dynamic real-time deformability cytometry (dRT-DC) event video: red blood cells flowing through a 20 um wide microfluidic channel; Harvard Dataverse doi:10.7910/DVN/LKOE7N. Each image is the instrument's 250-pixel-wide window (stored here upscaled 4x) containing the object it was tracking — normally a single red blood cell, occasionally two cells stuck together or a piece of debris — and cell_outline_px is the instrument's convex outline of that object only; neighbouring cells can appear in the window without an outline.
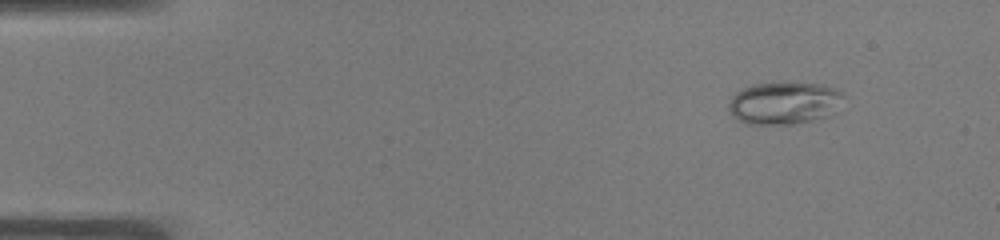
{"species": "common noctule bat (a hibernating species)", "species_latin": "Nyctalus noctula", "temperature_condition": "warm", "stored_images_in_passage": 47, "camera_frame_rate_fps": 3000, "um_per_image_px": 0.085, "animal": {"sex": "male", "body_mass_g": 19.0, "forearm_length_mm": 50.8}, "frame": {"image": 1, "passage_image": 1, "time_ms": 0.0, "image_size_px": [1000, 240], "cell_outline_px": [[844, 96], [828, 116], [812, 120], [792, 124], [748, 124], [732, 116], [728, 108], [728, 104], [732, 96], [736, 92], [752, 84], [824, 84], [836, 88], [844, 92]], "centroid_in_image_um": [66.63, 8.77], "position_along_channel_um": 18.4, "area_um2": 27.92}}
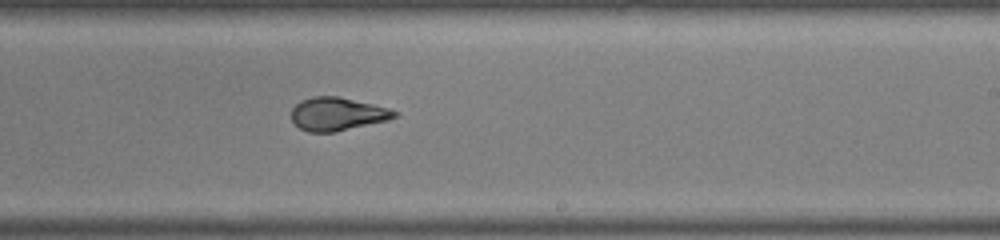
{"frame": {"image": 2, "passage_image": 27, "time_ms": 8.667, "image_size_px": [1000, 240], "cell_outline_px": [[400, 112], [396, 116], [388, 120], [336, 132], [308, 132], [300, 128], [292, 120], [292, 108], [300, 100], [312, 96], [340, 96], [388, 108]], "centroid_in_image_um": [28.67, 9.68], "position_along_channel_um": 260.3, "area_um2": 20.0}}
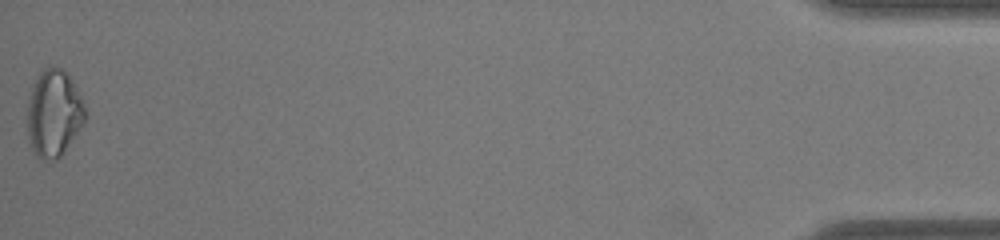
{"frame": {"image": 3, "passage_image": 47, "time_ms": 15.333, "image_size_px": [1000, 240], "cell_outline_px": [[88, 116], [64, 152], [56, 160], [44, 160], [36, 156], [28, 140], [24, 120], [32, 84], [40, 72], [44, 68], [52, 64], [56, 64], [68, 72], [80, 92]], "centroid_in_image_um": [4.55, 9.59], "position_along_channel_um": 430.6, "area_um2": 30.46}, "authors_computed_cell_mechanics": {"area_um2": 22.0796, "velocity_mm_per_s": 3.9369, "shape_relaxation_time_tau1_ms": 11.2879, "shape_relaxation_time_tau2_ms": 0.9711, "deformation_change_tau1": 0.306, "deformation_change_tau2": 0.0413}}